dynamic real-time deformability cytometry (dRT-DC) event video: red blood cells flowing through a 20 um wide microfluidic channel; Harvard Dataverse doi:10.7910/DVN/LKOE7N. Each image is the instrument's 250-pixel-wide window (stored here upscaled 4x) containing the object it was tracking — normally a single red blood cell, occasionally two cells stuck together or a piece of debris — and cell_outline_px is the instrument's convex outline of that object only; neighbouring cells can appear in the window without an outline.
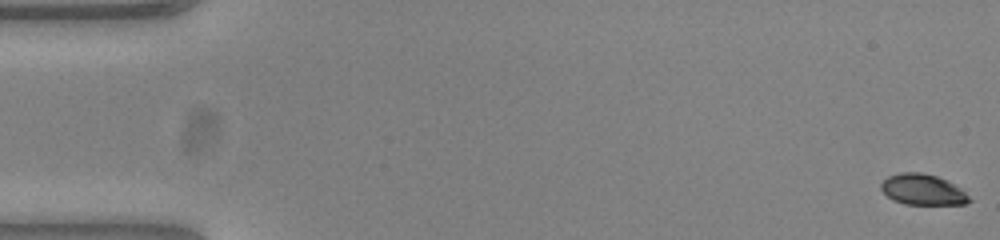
{"species": "common noctule bat (a hibernating species)", "species_latin": "Nyctalus noctula", "temperature_condition": "warm", "stored_images_in_passage": 54, "camera_frame_rate_fps": 3000, "um_per_image_px": 0.085, "animal": {"sex": "female", "body_mass_g": 23.0, "forearm_length_mm": 53.4}, "frame": {"image": 1, "passage_image": 1, "time_ms": 0.0, "image_size_px": [1000, 240], "cell_outline_px": [[972, 200], [964, 204], [904, 204], [892, 200], [880, 188], [880, 184], [888, 176], [900, 172], [920, 172], [936, 176], [960, 188]], "centroid_in_image_um": [78.39, 16.12], "position_along_channel_um": 6.6, "area_um2": 15.61}}
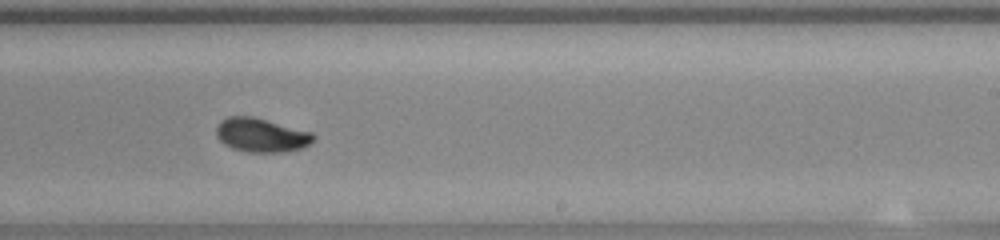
{"frame": {"image": 2, "passage_image": 33, "time_ms": 10.667, "image_size_px": [1000, 240], "cell_outline_px": [[316, 136], [308, 144], [300, 148], [284, 152], [248, 152], [232, 148], [224, 144], [216, 136], [216, 128], [220, 120], [228, 116], [252, 116], [312, 132]], "centroid_in_image_um": [22.17, 11.48], "position_along_channel_um": 266.8, "area_um2": 19.13}}
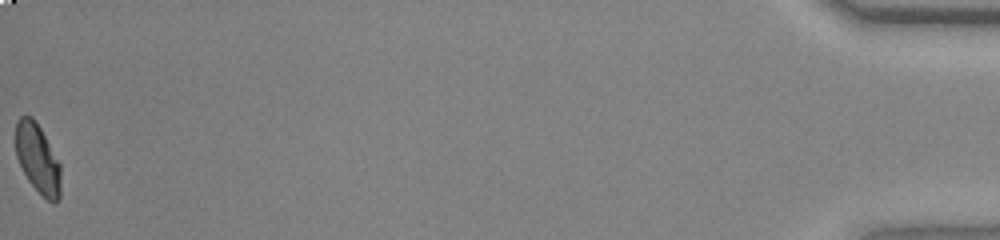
{"frame": {"image": 3, "passage_image": 54, "time_ms": 17.667, "image_size_px": [1000, 240], "cell_outline_px": [[60, 196], [56, 200], [48, 200], [28, 180], [16, 156], [16, 120], [20, 116], [32, 116], [40, 128], [60, 164]], "centroid_in_image_um": [3.19, 13.44], "position_along_channel_um": 432.0, "area_um2": 17.69}, "authors_computed_cell_mechanics": {"area_um2": 18.4093, "velocity_mm_per_s": 3.858, "shape_relaxation_time_tau1_ms": 2.991, "shape_relaxation_time_tau2_ms": 1.0289, "deformation_change_tau1": 0.1651, "deformation_change_tau2": 0.0465}}